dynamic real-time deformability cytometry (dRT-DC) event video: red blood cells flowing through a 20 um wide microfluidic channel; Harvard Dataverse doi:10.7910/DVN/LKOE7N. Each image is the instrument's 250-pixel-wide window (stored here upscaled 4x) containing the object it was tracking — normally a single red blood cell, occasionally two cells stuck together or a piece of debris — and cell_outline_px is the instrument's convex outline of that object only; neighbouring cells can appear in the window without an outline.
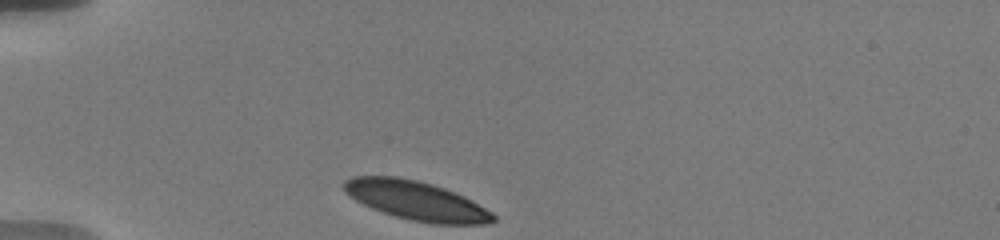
{"species": "human", "species_latin": "Homo sapiens", "temperature_condition": "warm", "stored_images_in_passage": 38, "camera_frame_rate_fps": 3000, "um_per_image_px": 0.085, "donor": {"sex": "male"}, "frame": {"image": 1, "passage_image": 1, "time_ms": 0.0, "image_size_px": [1000, 240], "cell_outline_px": [[496, 220], [488, 224], [432, 224], [412, 220], [396, 216], [372, 208], [356, 200], [344, 192], [344, 180], [352, 176], [396, 176], [416, 180], [432, 184], [444, 188], [464, 196], [472, 200], [492, 212], [496, 216]], "centroid_in_image_um": [35.4, 17.05], "position_along_channel_um": 49.6, "area_um2": 33.81}}
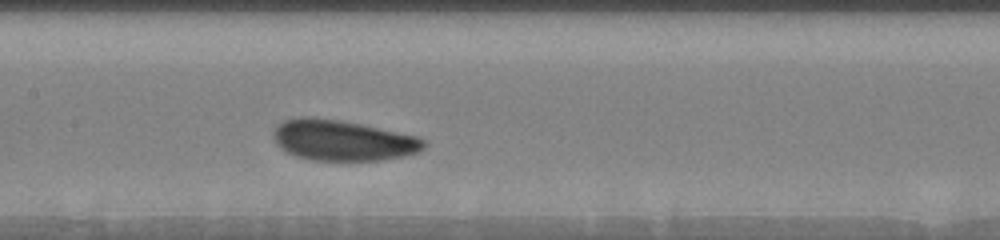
{"frame": {"image": 2, "passage_image": 13, "time_ms": 4.333, "image_size_px": [1000, 240], "cell_outline_px": [[428, 144], [424, 148], [416, 152], [404, 156], [380, 160], [344, 164], [308, 160], [296, 156], [280, 148], [276, 144], [272, 132], [284, 120], [300, 116], [308, 116], [340, 120], [360, 124], [416, 136], [424, 140]], "centroid_in_image_um": [29.1, 11.98], "position_along_channel_um": 178.3, "area_um2": 36.53}}
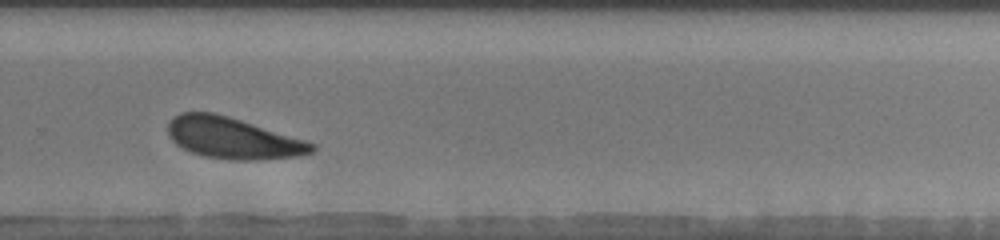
{"frame": {"image": 3, "passage_image": 26, "time_ms": 8.0, "image_size_px": [1000, 240], "cell_outline_px": [[316, 148], [312, 152], [300, 156], [256, 160], [232, 160], [204, 156], [192, 152], [176, 144], [168, 136], [168, 124], [172, 116], [180, 112], [212, 112], [228, 116], [304, 140], [316, 144]], "centroid_in_image_um": [19.76, 11.74], "position_along_channel_um": 310.0, "area_um2": 34.45}, "authors_computed_cell_mechanics": {"area_um2": 34.6511, "velocity_mm_per_s": 3.6051, "shape_relaxation_time_tau1_ms": 1.9418, "shape_relaxation_time_tau2_ms": null, "deformation_change_tau1": 0.0739, "deformation_change_tau2": null}}